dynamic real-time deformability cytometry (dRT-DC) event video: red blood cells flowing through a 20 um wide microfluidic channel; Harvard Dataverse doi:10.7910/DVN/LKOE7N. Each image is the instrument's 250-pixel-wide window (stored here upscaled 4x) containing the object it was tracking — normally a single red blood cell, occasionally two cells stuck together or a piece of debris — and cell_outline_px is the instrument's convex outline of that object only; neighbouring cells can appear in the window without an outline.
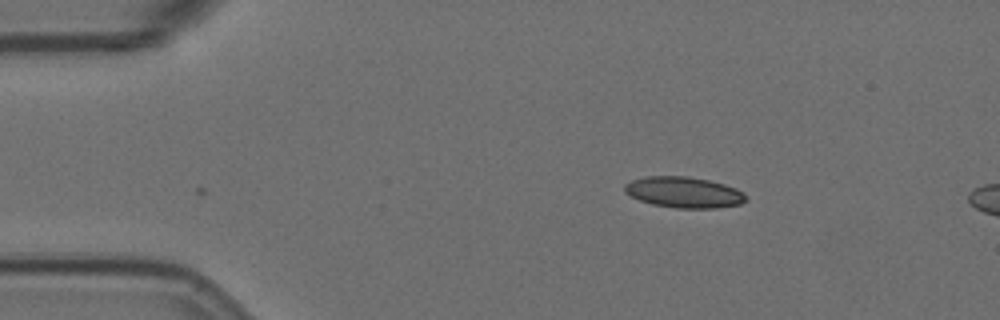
{"species": "Egyptian fruit bat (a non-hibernating species)", "species_latin": "Rousettus aegyptiacus", "temperature_condition": "room temperature", "stored_images_in_passage": 2, "camera_frame_rate_fps": 3000, "um_per_image_px": 0.085, "animal": {"sex": "female"}, "frame": {"image": 1, "passage_image": 1, "time_ms": 0.0, "image_size_px": [1000, 320], "cell_outline_px": [[748, 200], [740, 204], [716, 208], [676, 208], [652, 204], [640, 200], [624, 192], [624, 184], [632, 180], [644, 176], [688, 176], [708, 180], [724, 184], [736, 188], [744, 192]], "centroid_in_image_um": [58.14, 16.34], "position_along_channel_um": 26.9, "area_um2": 21.96}}